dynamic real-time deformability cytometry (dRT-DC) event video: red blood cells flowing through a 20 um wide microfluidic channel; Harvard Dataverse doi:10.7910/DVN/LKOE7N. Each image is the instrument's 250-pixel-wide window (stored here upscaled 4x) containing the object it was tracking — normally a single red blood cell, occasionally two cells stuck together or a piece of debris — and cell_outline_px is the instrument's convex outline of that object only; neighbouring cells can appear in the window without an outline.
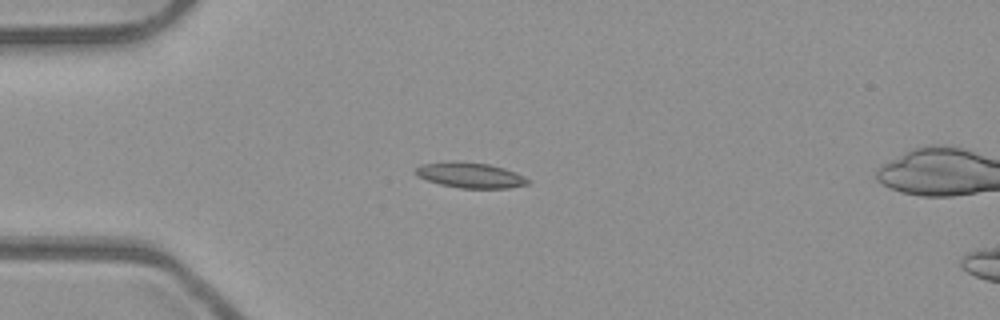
{"species": "common noctule bat (a hibernating species)", "species_latin": "Nyctalus noctula", "temperature_condition": "room temperature", "stored_images_in_passage": 5, "camera_frame_rate_fps": 3000, "um_per_image_px": 0.085, "animal": {"sex": "male", "body_mass_g": 23.1, "forearm_length_mm": 52.7}, "frame": {"image": 1, "passage_image": 4, "time_ms": 1.0, "image_size_px": [1000, 320], "cell_outline_px": [[532, 180], [528, 184], [508, 188], [460, 188], [440, 184], [416, 176], [412, 172], [420, 164], [444, 160], [456, 160], [488, 164], [504, 168], [516, 172]], "centroid_in_image_um": [39.93, 14.87], "position_along_channel_um": 45.1, "area_um2": 17.05}}